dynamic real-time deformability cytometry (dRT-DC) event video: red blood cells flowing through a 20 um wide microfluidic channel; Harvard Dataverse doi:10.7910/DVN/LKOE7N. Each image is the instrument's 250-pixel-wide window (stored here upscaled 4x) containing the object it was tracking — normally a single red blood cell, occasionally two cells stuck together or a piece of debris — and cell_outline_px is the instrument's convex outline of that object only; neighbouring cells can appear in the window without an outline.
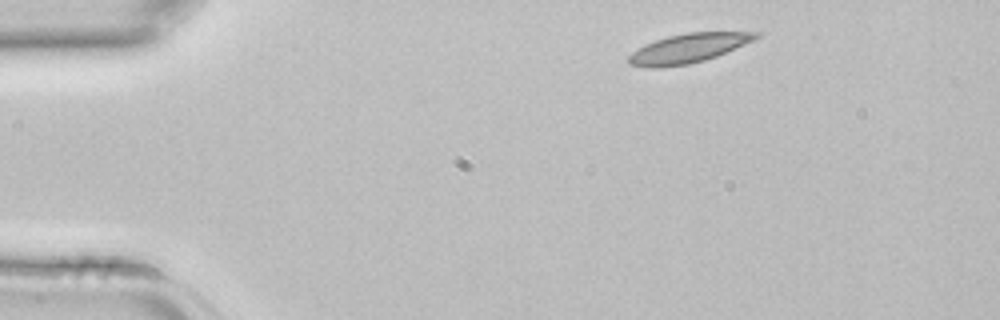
{"species": "common noctule bat (a hibernating species)", "species_latin": "Nyctalus noctula", "temperature_condition": "room temperature", "stored_images_in_passage": 2, "camera_frame_rate_fps": 3000, "um_per_image_px": 0.085, "animal": {"sex": "female", "body_mass_g": 22.7, "forearm_length_mm": 54.2}, "frame": {"image": 1, "passage_image": 1, "time_ms": 0.0, "image_size_px": [1000, 320], "cell_outline_px": [[764, 32], [760, 36], [752, 40], [716, 56], [704, 60], [688, 64], [652, 68], [628, 64], [628, 56], [632, 52], [644, 44], [668, 36], [688, 32]], "centroid_in_image_um": [58.47, 4.09], "position_along_channel_um": 26.5, "area_um2": 21.33}}